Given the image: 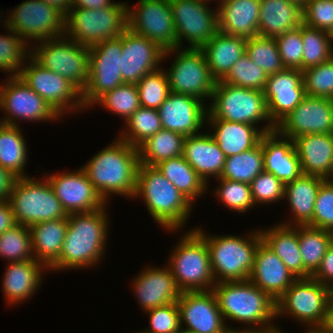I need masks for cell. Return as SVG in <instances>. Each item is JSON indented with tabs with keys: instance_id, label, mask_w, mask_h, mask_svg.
<instances>
[{
	"instance_id": "cell-1",
	"label": "cell",
	"mask_w": 333,
	"mask_h": 333,
	"mask_svg": "<svg viewBox=\"0 0 333 333\" xmlns=\"http://www.w3.org/2000/svg\"><path fill=\"white\" fill-rule=\"evenodd\" d=\"M106 205L91 212L68 215L60 257L48 268L55 271L96 266L103 258L109 221Z\"/></svg>"
},
{
	"instance_id": "cell-2",
	"label": "cell",
	"mask_w": 333,
	"mask_h": 333,
	"mask_svg": "<svg viewBox=\"0 0 333 333\" xmlns=\"http://www.w3.org/2000/svg\"><path fill=\"white\" fill-rule=\"evenodd\" d=\"M87 162L81 168L106 204L113 194L133 199L140 164L137 147L118 137Z\"/></svg>"
},
{
	"instance_id": "cell-3",
	"label": "cell",
	"mask_w": 333,
	"mask_h": 333,
	"mask_svg": "<svg viewBox=\"0 0 333 333\" xmlns=\"http://www.w3.org/2000/svg\"><path fill=\"white\" fill-rule=\"evenodd\" d=\"M143 198L152 219L168 232L184 228L192 202L156 166L139 165L134 198Z\"/></svg>"
},
{
	"instance_id": "cell-4",
	"label": "cell",
	"mask_w": 333,
	"mask_h": 333,
	"mask_svg": "<svg viewBox=\"0 0 333 333\" xmlns=\"http://www.w3.org/2000/svg\"><path fill=\"white\" fill-rule=\"evenodd\" d=\"M212 291L224 320L253 329L269 327L277 319L276 301L250 280L216 283Z\"/></svg>"
},
{
	"instance_id": "cell-5",
	"label": "cell",
	"mask_w": 333,
	"mask_h": 333,
	"mask_svg": "<svg viewBox=\"0 0 333 333\" xmlns=\"http://www.w3.org/2000/svg\"><path fill=\"white\" fill-rule=\"evenodd\" d=\"M194 229L206 242L216 283L249 280L254 267V256L262 241L260 230L250 234L209 236L201 228ZM206 233V234H205ZM247 236V237H246Z\"/></svg>"
},
{
	"instance_id": "cell-6",
	"label": "cell",
	"mask_w": 333,
	"mask_h": 333,
	"mask_svg": "<svg viewBox=\"0 0 333 333\" xmlns=\"http://www.w3.org/2000/svg\"><path fill=\"white\" fill-rule=\"evenodd\" d=\"M210 105H207L206 119H220L235 123L264 125L266 133L273 132L276 126L271 122L265 101L264 92L247 89L216 81Z\"/></svg>"
},
{
	"instance_id": "cell-7",
	"label": "cell",
	"mask_w": 333,
	"mask_h": 333,
	"mask_svg": "<svg viewBox=\"0 0 333 333\" xmlns=\"http://www.w3.org/2000/svg\"><path fill=\"white\" fill-rule=\"evenodd\" d=\"M178 242L167 263L178 289L181 292L211 291L216 282L205 240L191 229Z\"/></svg>"
},
{
	"instance_id": "cell-8",
	"label": "cell",
	"mask_w": 333,
	"mask_h": 333,
	"mask_svg": "<svg viewBox=\"0 0 333 333\" xmlns=\"http://www.w3.org/2000/svg\"><path fill=\"white\" fill-rule=\"evenodd\" d=\"M127 7V2L117 1L103 9L70 8L65 19V35L87 47L120 37L128 28Z\"/></svg>"
},
{
	"instance_id": "cell-9",
	"label": "cell",
	"mask_w": 333,
	"mask_h": 333,
	"mask_svg": "<svg viewBox=\"0 0 333 333\" xmlns=\"http://www.w3.org/2000/svg\"><path fill=\"white\" fill-rule=\"evenodd\" d=\"M43 178L30 176L14 180L8 200L17 224L30 227L68 217L48 180Z\"/></svg>"
},
{
	"instance_id": "cell-10",
	"label": "cell",
	"mask_w": 333,
	"mask_h": 333,
	"mask_svg": "<svg viewBox=\"0 0 333 333\" xmlns=\"http://www.w3.org/2000/svg\"><path fill=\"white\" fill-rule=\"evenodd\" d=\"M29 44L31 57L38 64L62 75L83 92L89 82L90 47L78 44L67 35Z\"/></svg>"
},
{
	"instance_id": "cell-11",
	"label": "cell",
	"mask_w": 333,
	"mask_h": 333,
	"mask_svg": "<svg viewBox=\"0 0 333 333\" xmlns=\"http://www.w3.org/2000/svg\"><path fill=\"white\" fill-rule=\"evenodd\" d=\"M329 287L314 278H297L276 301V318L290 314L308 328L329 326Z\"/></svg>"
},
{
	"instance_id": "cell-12",
	"label": "cell",
	"mask_w": 333,
	"mask_h": 333,
	"mask_svg": "<svg viewBox=\"0 0 333 333\" xmlns=\"http://www.w3.org/2000/svg\"><path fill=\"white\" fill-rule=\"evenodd\" d=\"M170 55L175 57L169 70H165L170 92L189 95L202 102L210 100L216 80L203 50L179 47L164 50L163 61Z\"/></svg>"
},
{
	"instance_id": "cell-13",
	"label": "cell",
	"mask_w": 333,
	"mask_h": 333,
	"mask_svg": "<svg viewBox=\"0 0 333 333\" xmlns=\"http://www.w3.org/2000/svg\"><path fill=\"white\" fill-rule=\"evenodd\" d=\"M10 11L3 26L13 30L27 44L65 35L66 16L42 0L23 1Z\"/></svg>"
},
{
	"instance_id": "cell-14",
	"label": "cell",
	"mask_w": 333,
	"mask_h": 333,
	"mask_svg": "<svg viewBox=\"0 0 333 333\" xmlns=\"http://www.w3.org/2000/svg\"><path fill=\"white\" fill-rule=\"evenodd\" d=\"M28 60L26 59L19 77L60 117L85 109L82 103V92L75 85L62 75L42 67L31 56Z\"/></svg>"
},
{
	"instance_id": "cell-15",
	"label": "cell",
	"mask_w": 333,
	"mask_h": 333,
	"mask_svg": "<svg viewBox=\"0 0 333 333\" xmlns=\"http://www.w3.org/2000/svg\"><path fill=\"white\" fill-rule=\"evenodd\" d=\"M174 27L176 47L201 49L218 32V8L207 6L209 0H169ZM185 39V40H183ZM182 45V46H181Z\"/></svg>"
},
{
	"instance_id": "cell-16",
	"label": "cell",
	"mask_w": 333,
	"mask_h": 333,
	"mask_svg": "<svg viewBox=\"0 0 333 333\" xmlns=\"http://www.w3.org/2000/svg\"><path fill=\"white\" fill-rule=\"evenodd\" d=\"M121 36L90 47L89 82L82 92V103L91 108L104 93L123 84L121 75Z\"/></svg>"
},
{
	"instance_id": "cell-17",
	"label": "cell",
	"mask_w": 333,
	"mask_h": 333,
	"mask_svg": "<svg viewBox=\"0 0 333 333\" xmlns=\"http://www.w3.org/2000/svg\"><path fill=\"white\" fill-rule=\"evenodd\" d=\"M9 78V79H8ZM0 86V110L4 112L3 124L15 125L17 121L40 122L61 118L52 107L20 77H8Z\"/></svg>"
},
{
	"instance_id": "cell-18",
	"label": "cell",
	"mask_w": 333,
	"mask_h": 333,
	"mask_svg": "<svg viewBox=\"0 0 333 333\" xmlns=\"http://www.w3.org/2000/svg\"><path fill=\"white\" fill-rule=\"evenodd\" d=\"M127 7L128 28L156 42L162 49L176 47V31L169 0H139Z\"/></svg>"
},
{
	"instance_id": "cell-19",
	"label": "cell",
	"mask_w": 333,
	"mask_h": 333,
	"mask_svg": "<svg viewBox=\"0 0 333 333\" xmlns=\"http://www.w3.org/2000/svg\"><path fill=\"white\" fill-rule=\"evenodd\" d=\"M275 130L292 140L302 135L333 133V101L306 95L303 101L276 125Z\"/></svg>"
},
{
	"instance_id": "cell-20",
	"label": "cell",
	"mask_w": 333,
	"mask_h": 333,
	"mask_svg": "<svg viewBox=\"0 0 333 333\" xmlns=\"http://www.w3.org/2000/svg\"><path fill=\"white\" fill-rule=\"evenodd\" d=\"M177 304L181 328L194 333H232L235 330L226 324L212 290L181 292Z\"/></svg>"
},
{
	"instance_id": "cell-21",
	"label": "cell",
	"mask_w": 333,
	"mask_h": 333,
	"mask_svg": "<svg viewBox=\"0 0 333 333\" xmlns=\"http://www.w3.org/2000/svg\"><path fill=\"white\" fill-rule=\"evenodd\" d=\"M45 178L67 215L91 212L108 205L94 189L81 167L73 172L51 173Z\"/></svg>"
},
{
	"instance_id": "cell-22",
	"label": "cell",
	"mask_w": 333,
	"mask_h": 333,
	"mask_svg": "<svg viewBox=\"0 0 333 333\" xmlns=\"http://www.w3.org/2000/svg\"><path fill=\"white\" fill-rule=\"evenodd\" d=\"M121 47V75L124 83L137 84L146 74L161 67L164 49L129 28L121 34Z\"/></svg>"
},
{
	"instance_id": "cell-23",
	"label": "cell",
	"mask_w": 333,
	"mask_h": 333,
	"mask_svg": "<svg viewBox=\"0 0 333 333\" xmlns=\"http://www.w3.org/2000/svg\"><path fill=\"white\" fill-rule=\"evenodd\" d=\"M263 92L269 118L276 126L306 97L302 71L285 68L268 76Z\"/></svg>"
},
{
	"instance_id": "cell-24",
	"label": "cell",
	"mask_w": 333,
	"mask_h": 333,
	"mask_svg": "<svg viewBox=\"0 0 333 333\" xmlns=\"http://www.w3.org/2000/svg\"><path fill=\"white\" fill-rule=\"evenodd\" d=\"M204 104L195 97L170 92L157 109L163 129L185 137L199 134L208 112Z\"/></svg>"
},
{
	"instance_id": "cell-25",
	"label": "cell",
	"mask_w": 333,
	"mask_h": 333,
	"mask_svg": "<svg viewBox=\"0 0 333 333\" xmlns=\"http://www.w3.org/2000/svg\"><path fill=\"white\" fill-rule=\"evenodd\" d=\"M138 274L132 281V289L144 312L177 302L181 291L178 289L168 266L162 268L145 267Z\"/></svg>"
},
{
	"instance_id": "cell-26",
	"label": "cell",
	"mask_w": 333,
	"mask_h": 333,
	"mask_svg": "<svg viewBox=\"0 0 333 333\" xmlns=\"http://www.w3.org/2000/svg\"><path fill=\"white\" fill-rule=\"evenodd\" d=\"M296 279L282 260L261 241L249 280L277 301Z\"/></svg>"
},
{
	"instance_id": "cell-27",
	"label": "cell",
	"mask_w": 333,
	"mask_h": 333,
	"mask_svg": "<svg viewBox=\"0 0 333 333\" xmlns=\"http://www.w3.org/2000/svg\"><path fill=\"white\" fill-rule=\"evenodd\" d=\"M264 171L274 174L284 184L302 172L294 141L276 130L261 137Z\"/></svg>"
},
{
	"instance_id": "cell-28",
	"label": "cell",
	"mask_w": 333,
	"mask_h": 333,
	"mask_svg": "<svg viewBox=\"0 0 333 333\" xmlns=\"http://www.w3.org/2000/svg\"><path fill=\"white\" fill-rule=\"evenodd\" d=\"M293 141L302 174L332 180L333 133L302 135Z\"/></svg>"
},
{
	"instance_id": "cell-29",
	"label": "cell",
	"mask_w": 333,
	"mask_h": 333,
	"mask_svg": "<svg viewBox=\"0 0 333 333\" xmlns=\"http://www.w3.org/2000/svg\"><path fill=\"white\" fill-rule=\"evenodd\" d=\"M182 156L206 185L210 177L220 178L227 158L210 132L185 137Z\"/></svg>"
},
{
	"instance_id": "cell-30",
	"label": "cell",
	"mask_w": 333,
	"mask_h": 333,
	"mask_svg": "<svg viewBox=\"0 0 333 333\" xmlns=\"http://www.w3.org/2000/svg\"><path fill=\"white\" fill-rule=\"evenodd\" d=\"M217 8L218 31L246 40L259 35L260 0H226Z\"/></svg>"
},
{
	"instance_id": "cell-31",
	"label": "cell",
	"mask_w": 333,
	"mask_h": 333,
	"mask_svg": "<svg viewBox=\"0 0 333 333\" xmlns=\"http://www.w3.org/2000/svg\"><path fill=\"white\" fill-rule=\"evenodd\" d=\"M2 279L3 295L8 305L23 303L39 290L43 270H48L41 262L26 260L22 262H9Z\"/></svg>"
},
{
	"instance_id": "cell-32",
	"label": "cell",
	"mask_w": 333,
	"mask_h": 333,
	"mask_svg": "<svg viewBox=\"0 0 333 333\" xmlns=\"http://www.w3.org/2000/svg\"><path fill=\"white\" fill-rule=\"evenodd\" d=\"M205 123L207 127L212 128L213 131L210 130V134L226 157L251 150L260 143L261 137L266 133L264 126L259 129L252 124L220 119H206Z\"/></svg>"
},
{
	"instance_id": "cell-33",
	"label": "cell",
	"mask_w": 333,
	"mask_h": 333,
	"mask_svg": "<svg viewBox=\"0 0 333 333\" xmlns=\"http://www.w3.org/2000/svg\"><path fill=\"white\" fill-rule=\"evenodd\" d=\"M324 181L325 179L318 176L301 174L293 181L285 183L284 198L290 205L292 212L290 216L293 218L282 221L280 224L307 225L313 218L317 193Z\"/></svg>"
},
{
	"instance_id": "cell-34",
	"label": "cell",
	"mask_w": 333,
	"mask_h": 333,
	"mask_svg": "<svg viewBox=\"0 0 333 333\" xmlns=\"http://www.w3.org/2000/svg\"><path fill=\"white\" fill-rule=\"evenodd\" d=\"M303 24V8L290 0H260L259 36L275 38Z\"/></svg>"
},
{
	"instance_id": "cell-35",
	"label": "cell",
	"mask_w": 333,
	"mask_h": 333,
	"mask_svg": "<svg viewBox=\"0 0 333 333\" xmlns=\"http://www.w3.org/2000/svg\"><path fill=\"white\" fill-rule=\"evenodd\" d=\"M212 77L223 80L246 52V39L218 31L202 48Z\"/></svg>"
},
{
	"instance_id": "cell-36",
	"label": "cell",
	"mask_w": 333,
	"mask_h": 333,
	"mask_svg": "<svg viewBox=\"0 0 333 333\" xmlns=\"http://www.w3.org/2000/svg\"><path fill=\"white\" fill-rule=\"evenodd\" d=\"M275 225L270 229H260L262 241L282 260L293 276L304 278L298 225L287 226L280 223Z\"/></svg>"
},
{
	"instance_id": "cell-37",
	"label": "cell",
	"mask_w": 333,
	"mask_h": 333,
	"mask_svg": "<svg viewBox=\"0 0 333 333\" xmlns=\"http://www.w3.org/2000/svg\"><path fill=\"white\" fill-rule=\"evenodd\" d=\"M29 229L34 260L48 269L60 257L68 229V217L40 222Z\"/></svg>"
},
{
	"instance_id": "cell-38",
	"label": "cell",
	"mask_w": 333,
	"mask_h": 333,
	"mask_svg": "<svg viewBox=\"0 0 333 333\" xmlns=\"http://www.w3.org/2000/svg\"><path fill=\"white\" fill-rule=\"evenodd\" d=\"M20 126H0V166L15 178L30 177L24 172L27 164V143ZM28 176H27V175Z\"/></svg>"
},
{
	"instance_id": "cell-39",
	"label": "cell",
	"mask_w": 333,
	"mask_h": 333,
	"mask_svg": "<svg viewBox=\"0 0 333 333\" xmlns=\"http://www.w3.org/2000/svg\"><path fill=\"white\" fill-rule=\"evenodd\" d=\"M155 166L194 204V200H197L198 197L208 191V185L199 177L195 169L183 156L163 160Z\"/></svg>"
},
{
	"instance_id": "cell-40",
	"label": "cell",
	"mask_w": 333,
	"mask_h": 333,
	"mask_svg": "<svg viewBox=\"0 0 333 333\" xmlns=\"http://www.w3.org/2000/svg\"><path fill=\"white\" fill-rule=\"evenodd\" d=\"M299 248L304 266V278L311 277L333 244V233L310 225H298Z\"/></svg>"
},
{
	"instance_id": "cell-41",
	"label": "cell",
	"mask_w": 333,
	"mask_h": 333,
	"mask_svg": "<svg viewBox=\"0 0 333 333\" xmlns=\"http://www.w3.org/2000/svg\"><path fill=\"white\" fill-rule=\"evenodd\" d=\"M185 136L161 129L139 147V165L155 166L159 162L183 155Z\"/></svg>"
},
{
	"instance_id": "cell-42",
	"label": "cell",
	"mask_w": 333,
	"mask_h": 333,
	"mask_svg": "<svg viewBox=\"0 0 333 333\" xmlns=\"http://www.w3.org/2000/svg\"><path fill=\"white\" fill-rule=\"evenodd\" d=\"M264 171L262 143L251 150L226 158L220 178L250 184Z\"/></svg>"
},
{
	"instance_id": "cell-43",
	"label": "cell",
	"mask_w": 333,
	"mask_h": 333,
	"mask_svg": "<svg viewBox=\"0 0 333 333\" xmlns=\"http://www.w3.org/2000/svg\"><path fill=\"white\" fill-rule=\"evenodd\" d=\"M303 41L302 71L333 57V35L318 28L301 25Z\"/></svg>"
},
{
	"instance_id": "cell-44",
	"label": "cell",
	"mask_w": 333,
	"mask_h": 333,
	"mask_svg": "<svg viewBox=\"0 0 333 333\" xmlns=\"http://www.w3.org/2000/svg\"><path fill=\"white\" fill-rule=\"evenodd\" d=\"M124 126L125 131L117 137L137 148L149 137L163 129L157 109L142 106L129 117Z\"/></svg>"
},
{
	"instance_id": "cell-45",
	"label": "cell",
	"mask_w": 333,
	"mask_h": 333,
	"mask_svg": "<svg viewBox=\"0 0 333 333\" xmlns=\"http://www.w3.org/2000/svg\"><path fill=\"white\" fill-rule=\"evenodd\" d=\"M6 31L7 35L0 34V69L4 73L9 72V77H19L25 59L31 56L30 44L9 27H6Z\"/></svg>"
},
{
	"instance_id": "cell-46",
	"label": "cell",
	"mask_w": 333,
	"mask_h": 333,
	"mask_svg": "<svg viewBox=\"0 0 333 333\" xmlns=\"http://www.w3.org/2000/svg\"><path fill=\"white\" fill-rule=\"evenodd\" d=\"M100 105L113 114H118L126 122L140 105L137 85L123 83L100 96L92 105Z\"/></svg>"
},
{
	"instance_id": "cell-47",
	"label": "cell",
	"mask_w": 333,
	"mask_h": 333,
	"mask_svg": "<svg viewBox=\"0 0 333 333\" xmlns=\"http://www.w3.org/2000/svg\"><path fill=\"white\" fill-rule=\"evenodd\" d=\"M8 262L34 260L28 226L16 224L0 235V258Z\"/></svg>"
},
{
	"instance_id": "cell-48",
	"label": "cell",
	"mask_w": 333,
	"mask_h": 333,
	"mask_svg": "<svg viewBox=\"0 0 333 333\" xmlns=\"http://www.w3.org/2000/svg\"><path fill=\"white\" fill-rule=\"evenodd\" d=\"M246 54L268 75L285 69L275 38L256 36L246 40Z\"/></svg>"
},
{
	"instance_id": "cell-49",
	"label": "cell",
	"mask_w": 333,
	"mask_h": 333,
	"mask_svg": "<svg viewBox=\"0 0 333 333\" xmlns=\"http://www.w3.org/2000/svg\"><path fill=\"white\" fill-rule=\"evenodd\" d=\"M164 69V70H163ZM146 74L136 85L142 107L158 109L170 93L165 68Z\"/></svg>"
},
{
	"instance_id": "cell-50",
	"label": "cell",
	"mask_w": 333,
	"mask_h": 333,
	"mask_svg": "<svg viewBox=\"0 0 333 333\" xmlns=\"http://www.w3.org/2000/svg\"><path fill=\"white\" fill-rule=\"evenodd\" d=\"M267 77L268 75L262 68L253 63L245 52L222 81L263 92L267 83Z\"/></svg>"
},
{
	"instance_id": "cell-51",
	"label": "cell",
	"mask_w": 333,
	"mask_h": 333,
	"mask_svg": "<svg viewBox=\"0 0 333 333\" xmlns=\"http://www.w3.org/2000/svg\"><path fill=\"white\" fill-rule=\"evenodd\" d=\"M219 179V180H218ZM216 179L220 184L215 190V196L228 209L245 213L250 208H255L251 195L250 184L228 179Z\"/></svg>"
},
{
	"instance_id": "cell-52",
	"label": "cell",
	"mask_w": 333,
	"mask_h": 333,
	"mask_svg": "<svg viewBox=\"0 0 333 333\" xmlns=\"http://www.w3.org/2000/svg\"><path fill=\"white\" fill-rule=\"evenodd\" d=\"M302 73L306 95L333 99V57Z\"/></svg>"
},
{
	"instance_id": "cell-53",
	"label": "cell",
	"mask_w": 333,
	"mask_h": 333,
	"mask_svg": "<svg viewBox=\"0 0 333 333\" xmlns=\"http://www.w3.org/2000/svg\"><path fill=\"white\" fill-rule=\"evenodd\" d=\"M251 195L255 205L284 200L285 184L274 174L263 171L250 183Z\"/></svg>"
},
{
	"instance_id": "cell-54",
	"label": "cell",
	"mask_w": 333,
	"mask_h": 333,
	"mask_svg": "<svg viewBox=\"0 0 333 333\" xmlns=\"http://www.w3.org/2000/svg\"><path fill=\"white\" fill-rule=\"evenodd\" d=\"M149 326L138 333H177L180 327V311L177 302L146 311Z\"/></svg>"
},
{
	"instance_id": "cell-55",
	"label": "cell",
	"mask_w": 333,
	"mask_h": 333,
	"mask_svg": "<svg viewBox=\"0 0 333 333\" xmlns=\"http://www.w3.org/2000/svg\"><path fill=\"white\" fill-rule=\"evenodd\" d=\"M275 40L285 68L302 71L303 41L301 26L275 37Z\"/></svg>"
},
{
	"instance_id": "cell-56",
	"label": "cell",
	"mask_w": 333,
	"mask_h": 333,
	"mask_svg": "<svg viewBox=\"0 0 333 333\" xmlns=\"http://www.w3.org/2000/svg\"><path fill=\"white\" fill-rule=\"evenodd\" d=\"M333 233V181L325 180L317 193L312 220L307 224Z\"/></svg>"
},
{
	"instance_id": "cell-57",
	"label": "cell",
	"mask_w": 333,
	"mask_h": 333,
	"mask_svg": "<svg viewBox=\"0 0 333 333\" xmlns=\"http://www.w3.org/2000/svg\"><path fill=\"white\" fill-rule=\"evenodd\" d=\"M303 23L333 35V0H310L303 7Z\"/></svg>"
},
{
	"instance_id": "cell-58",
	"label": "cell",
	"mask_w": 333,
	"mask_h": 333,
	"mask_svg": "<svg viewBox=\"0 0 333 333\" xmlns=\"http://www.w3.org/2000/svg\"><path fill=\"white\" fill-rule=\"evenodd\" d=\"M311 277L329 288L333 286V244L325 253L319 268Z\"/></svg>"
},
{
	"instance_id": "cell-59",
	"label": "cell",
	"mask_w": 333,
	"mask_h": 333,
	"mask_svg": "<svg viewBox=\"0 0 333 333\" xmlns=\"http://www.w3.org/2000/svg\"><path fill=\"white\" fill-rule=\"evenodd\" d=\"M14 213L8 199L0 200V235L16 225Z\"/></svg>"
},
{
	"instance_id": "cell-60",
	"label": "cell",
	"mask_w": 333,
	"mask_h": 333,
	"mask_svg": "<svg viewBox=\"0 0 333 333\" xmlns=\"http://www.w3.org/2000/svg\"><path fill=\"white\" fill-rule=\"evenodd\" d=\"M114 3L112 0H72L71 8L103 9Z\"/></svg>"
},
{
	"instance_id": "cell-61",
	"label": "cell",
	"mask_w": 333,
	"mask_h": 333,
	"mask_svg": "<svg viewBox=\"0 0 333 333\" xmlns=\"http://www.w3.org/2000/svg\"><path fill=\"white\" fill-rule=\"evenodd\" d=\"M16 178L0 166V200L8 199L12 184Z\"/></svg>"
},
{
	"instance_id": "cell-62",
	"label": "cell",
	"mask_w": 333,
	"mask_h": 333,
	"mask_svg": "<svg viewBox=\"0 0 333 333\" xmlns=\"http://www.w3.org/2000/svg\"><path fill=\"white\" fill-rule=\"evenodd\" d=\"M232 333H283V331L280 330L279 327L275 326L274 324L265 327V328H253V329H248V328H241L240 329H235Z\"/></svg>"
},
{
	"instance_id": "cell-63",
	"label": "cell",
	"mask_w": 333,
	"mask_h": 333,
	"mask_svg": "<svg viewBox=\"0 0 333 333\" xmlns=\"http://www.w3.org/2000/svg\"><path fill=\"white\" fill-rule=\"evenodd\" d=\"M46 4H49L52 7H55L59 11H61L65 16L68 14L72 0H42Z\"/></svg>"
},
{
	"instance_id": "cell-64",
	"label": "cell",
	"mask_w": 333,
	"mask_h": 333,
	"mask_svg": "<svg viewBox=\"0 0 333 333\" xmlns=\"http://www.w3.org/2000/svg\"><path fill=\"white\" fill-rule=\"evenodd\" d=\"M329 326L333 327V286L329 288Z\"/></svg>"
},
{
	"instance_id": "cell-65",
	"label": "cell",
	"mask_w": 333,
	"mask_h": 333,
	"mask_svg": "<svg viewBox=\"0 0 333 333\" xmlns=\"http://www.w3.org/2000/svg\"><path fill=\"white\" fill-rule=\"evenodd\" d=\"M306 333H333V327H315V328H308L305 329Z\"/></svg>"
},
{
	"instance_id": "cell-66",
	"label": "cell",
	"mask_w": 333,
	"mask_h": 333,
	"mask_svg": "<svg viewBox=\"0 0 333 333\" xmlns=\"http://www.w3.org/2000/svg\"><path fill=\"white\" fill-rule=\"evenodd\" d=\"M290 1L299 4L303 8L310 0H290Z\"/></svg>"
},
{
	"instance_id": "cell-67",
	"label": "cell",
	"mask_w": 333,
	"mask_h": 333,
	"mask_svg": "<svg viewBox=\"0 0 333 333\" xmlns=\"http://www.w3.org/2000/svg\"><path fill=\"white\" fill-rule=\"evenodd\" d=\"M177 333H194V332L181 328Z\"/></svg>"
},
{
	"instance_id": "cell-68",
	"label": "cell",
	"mask_w": 333,
	"mask_h": 333,
	"mask_svg": "<svg viewBox=\"0 0 333 333\" xmlns=\"http://www.w3.org/2000/svg\"><path fill=\"white\" fill-rule=\"evenodd\" d=\"M209 1L212 2V0H209ZM224 1H226V0H218V2H220V3L224 2Z\"/></svg>"
}]
</instances>
